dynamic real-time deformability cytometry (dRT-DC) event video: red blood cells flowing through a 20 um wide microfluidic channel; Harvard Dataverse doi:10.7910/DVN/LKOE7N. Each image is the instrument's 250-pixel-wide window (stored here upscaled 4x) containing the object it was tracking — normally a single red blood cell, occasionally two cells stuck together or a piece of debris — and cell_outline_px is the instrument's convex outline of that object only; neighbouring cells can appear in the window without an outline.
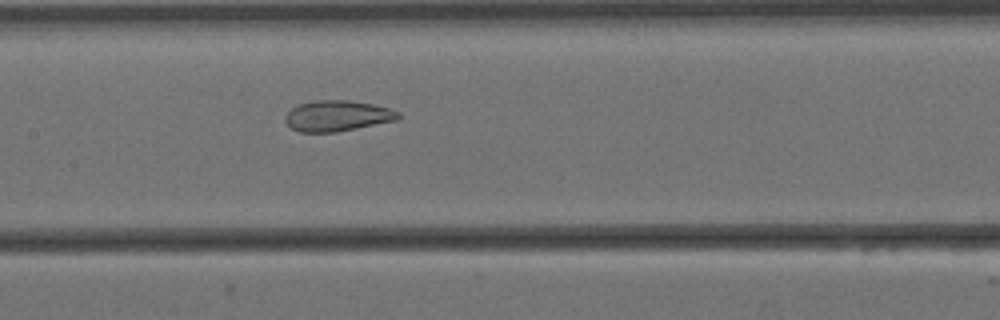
{"species": "Egyptian fruit bat (a non-hibernating species)", "species_latin": "Rousettus aegyptiacus", "temperature_condition": "cold", "stored_images_in_passage": 7, "camera_frame_rate_fps": 3000, "um_per_image_px": 0.085, "animal": {"sex": "female"}, "frame": {"image": 1, "passage_image": 7, "time_ms": 2.0, "image_size_px": [1000, 320], "cell_outline_px": [[400, 116], [396, 120], [336, 132], [300, 132], [292, 128], [284, 120], [284, 116], [292, 108], [300, 104], [312, 100], [348, 100], [372, 104], [388, 108], [400, 112]], "centroid_in_image_um": [28.65, 9.84], "position_along_channel_um": 178.8, "area_um2": 20.11}}